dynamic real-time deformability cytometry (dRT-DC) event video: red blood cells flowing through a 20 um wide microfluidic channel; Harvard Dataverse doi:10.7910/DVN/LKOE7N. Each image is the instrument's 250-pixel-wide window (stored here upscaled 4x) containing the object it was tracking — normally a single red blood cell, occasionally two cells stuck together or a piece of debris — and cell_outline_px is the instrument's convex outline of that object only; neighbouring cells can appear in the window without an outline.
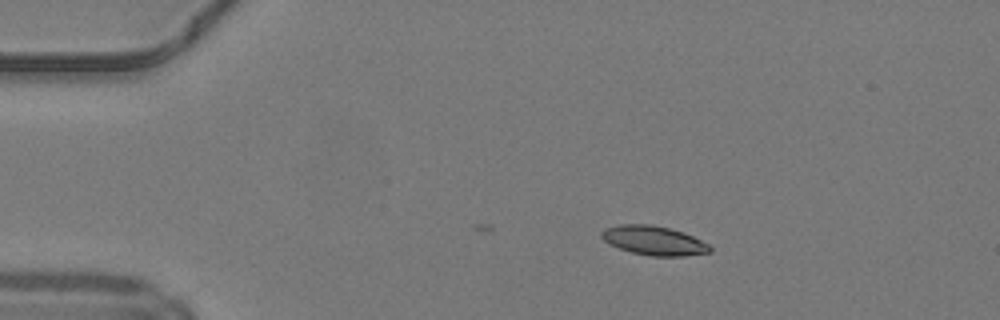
{"species": "common noctule bat (a hibernating species)", "species_latin": "Nyctalus noctula", "temperature_condition": "warm", "stored_images_in_passage": 4, "camera_frame_rate_fps": 3000, "um_per_image_px": 0.085, "animal": {"sex": "male", "body_mass_g": 19.2, "forearm_length_mm": 51.8}, "frame": {"image": 1, "passage_image": 1, "time_ms": 0.0, "image_size_px": [1000, 320], "cell_outline_px": [[712, 252], [684, 256], [652, 256], [632, 252], [608, 244], [600, 236], [600, 232], [604, 228], [620, 224], [652, 224], [684, 232], [708, 244], [712, 248]], "centroid_in_image_um": [55.56, 20.44], "position_along_channel_um": 29.4, "area_um2": 18.5}}